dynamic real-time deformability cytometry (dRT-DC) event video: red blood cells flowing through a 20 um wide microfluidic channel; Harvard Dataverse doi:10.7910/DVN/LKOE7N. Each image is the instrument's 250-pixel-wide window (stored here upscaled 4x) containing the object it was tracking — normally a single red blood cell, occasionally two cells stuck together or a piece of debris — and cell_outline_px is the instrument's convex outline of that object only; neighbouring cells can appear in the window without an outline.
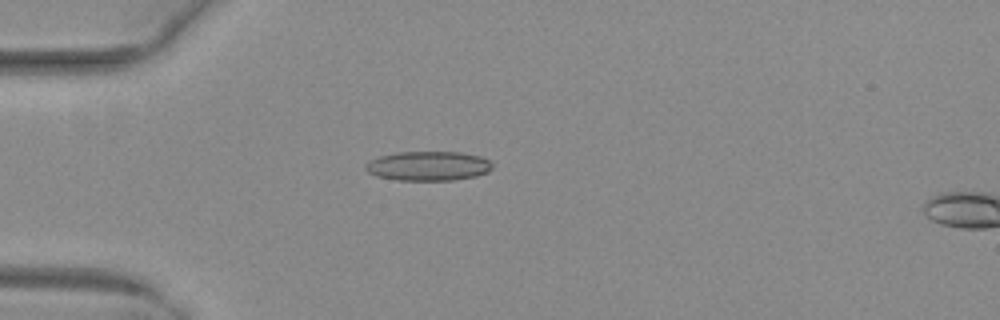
{"species": "common noctule bat (a hibernating species)", "species_latin": "Nyctalus noctula", "temperature_condition": "warm", "stored_images_in_passage": 17, "camera_frame_rate_fps": 3000, "um_per_image_px": 0.085, "animal": {"sex": "female", "body_mass_g": 29.2, "forearm_length_mm": 56.3}, "frame": {"image": 1, "passage_image": 15, "time_ms": 4.667, "image_size_px": [1000, 320], "cell_outline_px": [[492, 168], [488, 172], [476, 176], [452, 180], [396, 180], [376, 176], [368, 172], [364, 168], [364, 164], [380, 156], [396, 152], [460, 152], [480, 156], [492, 160]], "centroid_in_image_um": [36.42, 14.1], "position_along_channel_um": 48.6, "area_um2": 21.85}}